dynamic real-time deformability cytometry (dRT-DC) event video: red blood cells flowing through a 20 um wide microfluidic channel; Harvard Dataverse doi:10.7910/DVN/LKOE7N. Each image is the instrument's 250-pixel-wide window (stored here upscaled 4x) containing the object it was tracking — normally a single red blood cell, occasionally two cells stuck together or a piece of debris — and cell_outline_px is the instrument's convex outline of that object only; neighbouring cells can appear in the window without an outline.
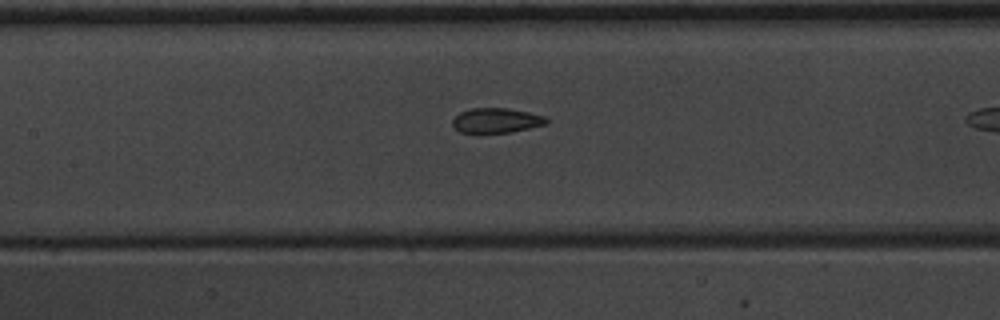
{"species": "common noctule bat (a hibernating species)", "species_latin": "Nyctalus noctula", "temperature_condition": "warm", "stored_images_in_passage": 16, "camera_frame_rate_fps": 3000, "um_per_image_px": 0.085, "animal": {"sex": "male", "body_mass_g": 20.1, "forearm_length_mm": 53.5}, "frame": {"image": 1, "passage_image": 14, "time_ms": 4.333, "image_size_px": [1000, 320], "cell_outline_px": [[548, 124], [512, 132], [460, 132], [452, 124], [452, 120], [460, 112], [472, 108], [508, 108], [528, 112], [544, 116], [548, 120]], "centroid_in_image_um": [42.21, 10.23], "position_along_channel_um": 165.2, "area_um2": 13.47}}